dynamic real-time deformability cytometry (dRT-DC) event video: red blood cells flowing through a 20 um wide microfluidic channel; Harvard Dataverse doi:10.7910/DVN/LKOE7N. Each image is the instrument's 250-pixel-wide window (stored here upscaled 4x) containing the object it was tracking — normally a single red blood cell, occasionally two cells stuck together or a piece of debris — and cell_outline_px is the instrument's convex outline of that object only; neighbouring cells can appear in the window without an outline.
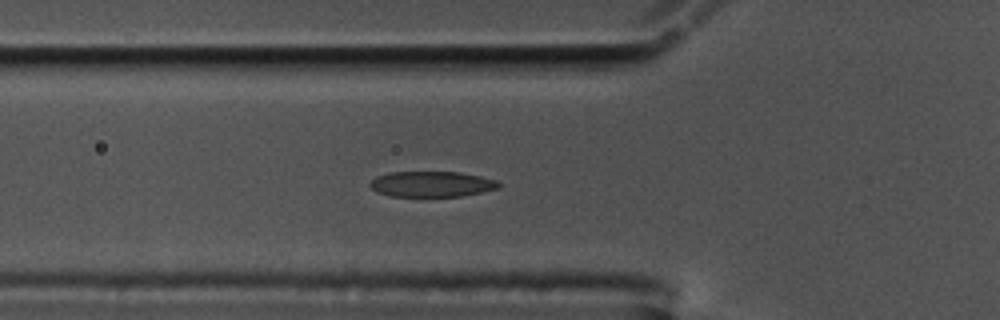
{"species": "common noctule bat (a hibernating species)", "species_latin": "Nyctalus noctula", "temperature_condition": "cold", "stored_images_in_passage": 57, "camera_frame_rate_fps": 3000, "um_per_image_px": 0.085, "animal": {"sex": "male", "body_mass_g": 17.5, "forearm_length_mm": 52.3}, "frame": {"image": 1, "passage_image": 19, "time_ms": 6.0, "image_size_px": [1000, 320], "cell_outline_px": [[500, 188], [460, 196], [388, 196], [376, 192], [368, 184], [376, 176], [388, 172], [460, 172], [500, 180]], "centroid_in_image_um": [36.69, 15.64], "position_along_channel_um": 89.1, "area_um2": 19.31}}
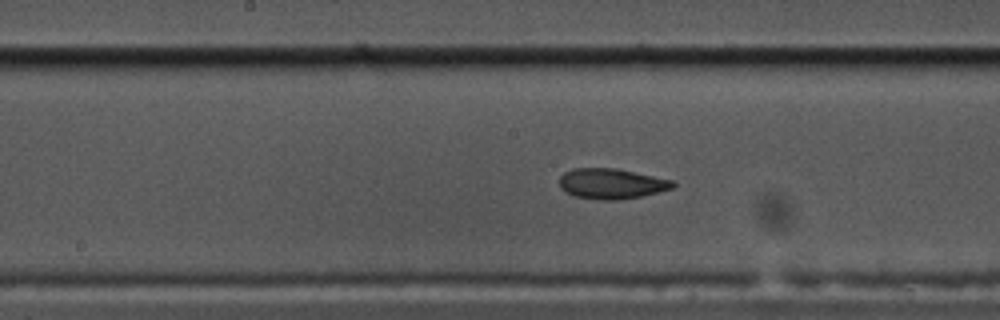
{"frame": {"image": 2, "passage_image": 28, "time_ms": 9.0, "image_size_px": [1000, 320], "cell_outline_px": [[676, 184], [672, 188], [660, 192], [640, 196], [616, 200], [600, 200], [572, 196], [564, 192], [560, 188], [560, 176], [564, 172], [572, 168], [616, 168], [672, 180]], "centroid_in_image_um": [51.93, 15.61], "position_along_channel_um": 196.3, "area_um2": 20.17}}
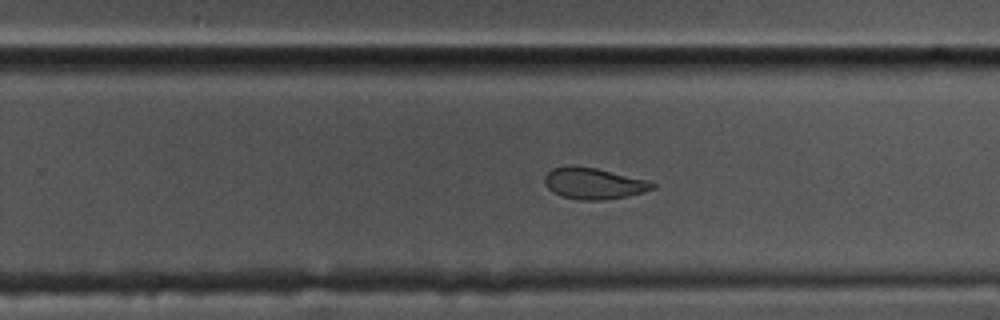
{"frame": {"image": 3, "passage_image": 35, "time_ms": 11.333, "image_size_px": [1000, 320], "cell_outline_px": [[656, 188], [644, 192], [604, 200], [580, 200], [560, 196], [552, 192], [544, 184], [544, 176], [552, 168], [596, 168], [648, 180], [656, 184]], "centroid_in_image_um": [50.48, 15.63], "position_along_channel_um": 279.3, "area_um2": 19.25}, "authors_computed_cell_mechanics": {"area_um2": 20.2878, "velocity_mm_per_s": 3.5663, "shape_relaxation_time_tau1_ms": 3.7824, "shape_relaxation_time_tau2_ms": 2.0012, "deformation_change_tau1": 0.1452, "deformation_change_tau2": 0.0773}}